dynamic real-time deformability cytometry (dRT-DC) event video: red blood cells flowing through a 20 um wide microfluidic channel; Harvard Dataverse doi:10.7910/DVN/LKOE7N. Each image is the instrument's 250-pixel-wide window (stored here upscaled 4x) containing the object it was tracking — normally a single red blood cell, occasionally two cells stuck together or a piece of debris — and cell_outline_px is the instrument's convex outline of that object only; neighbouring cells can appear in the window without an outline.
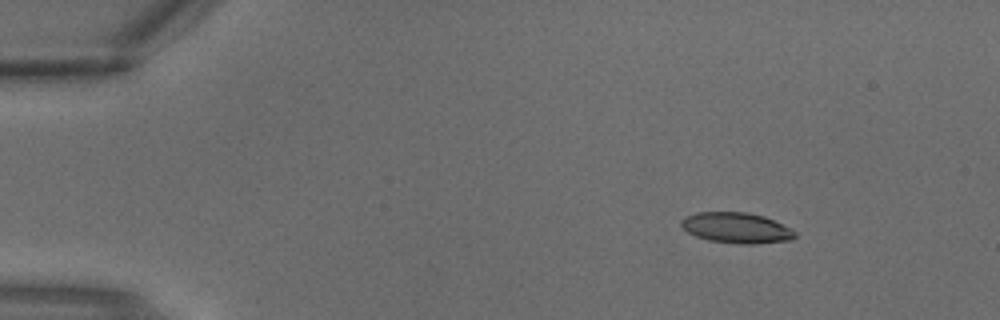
{"species": "common noctule bat (a hibernating species)", "species_latin": "Nyctalus noctula", "temperature_condition": "warm", "stored_images_in_passage": 3, "segment_of_instrument_passage": [1, 2], "camera_frame_rate_fps": 3000, "um_per_image_px": 0.085, "animal": {"sex": "male", "body_mass_g": 18.8}, "frame": {"image": 1, "passage_image": 1, "time_ms": 0.0, "image_size_px": [1000, 320], "cell_outline_px": [[796, 236], [792, 240], [752, 244], [740, 244], [708, 240], [696, 236], [688, 232], [680, 224], [680, 220], [684, 216], [696, 212], [748, 212], [764, 216], [792, 228], [796, 232]], "centroid_in_image_um": [62.6, 19.36], "position_along_channel_um": 22.4, "area_um2": 20.46}}